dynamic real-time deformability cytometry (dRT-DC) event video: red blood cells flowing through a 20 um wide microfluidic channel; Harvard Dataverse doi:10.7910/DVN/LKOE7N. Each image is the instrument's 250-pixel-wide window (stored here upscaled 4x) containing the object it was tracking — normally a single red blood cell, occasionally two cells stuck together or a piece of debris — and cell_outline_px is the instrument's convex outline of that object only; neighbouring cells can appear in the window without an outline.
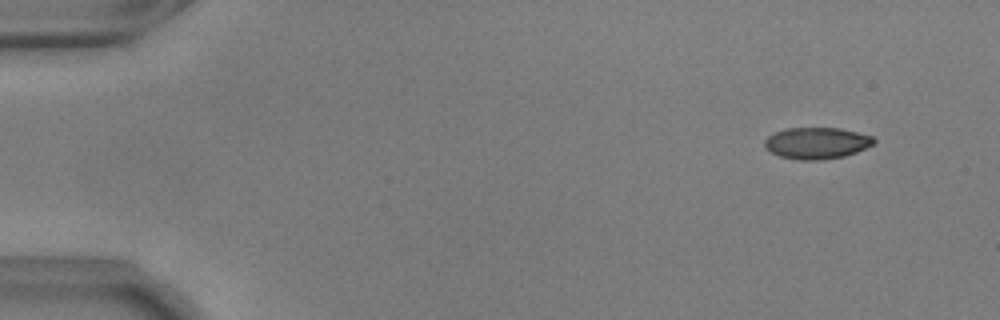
{"species": "common noctule bat (a hibernating species)", "species_latin": "Nyctalus noctula", "temperature_condition": "warm", "stored_images_in_passage": 52, "camera_frame_rate_fps": 3000, "um_per_image_px": 0.085, "animal": {"sex": "male", "body_mass_g": 17.9, "forearm_length_mm": 54.2}, "frame": {"image": 1, "passage_image": 1, "time_ms": 0.0, "image_size_px": [1000, 320], "cell_outline_px": [[876, 140], [872, 144], [856, 152], [844, 156], [824, 160], [796, 160], [780, 156], [764, 148], [764, 140], [768, 136], [784, 128], [840, 128], [872, 136]], "centroid_in_image_um": [69.38, 12.17], "position_along_channel_um": 15.6, "area_um2": 20.06}}
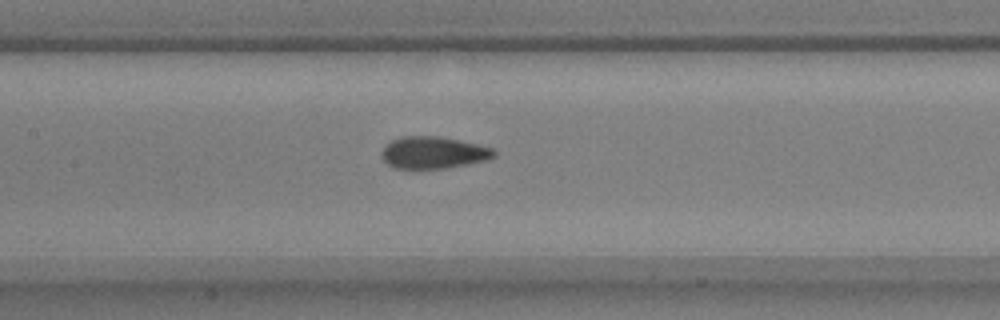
{"frame": {"image": 2, "passage_image": 23, "time_ms": 7.333, "image_size_px": [1000, 320], "cell_outline_px": [[496, 156], [488, 160], [444, 168], [392, 168], [384, 160], [384, 148], [392, 140], [404, 136], [436, 136], [460, 140], [492, 148], [496, 152]], "centroid_in_image_um": [36.88, 12.97], "position_along_channel_um": 170.5, "area_um2": 20.58}}
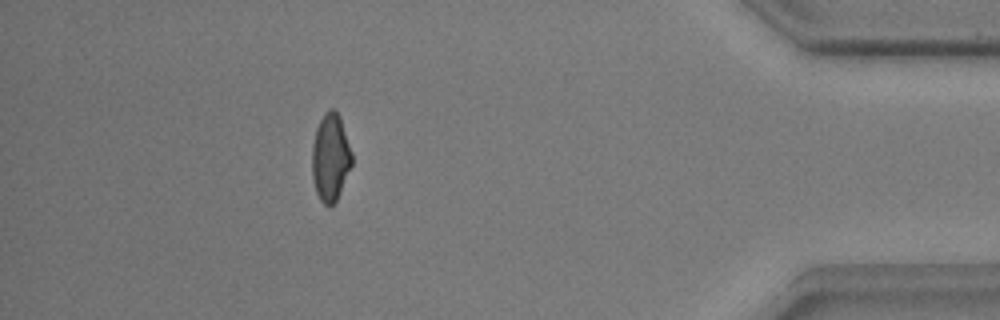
{"frame": {"image": 3, "passage_image": 46, "time_ms": 15.0, "image_size_px": [1000, 320], "cell_outline_px": [[352, 164], [340, 192], [336, 200], [332, 204], [324, 204], [320, 200], [316, 192], [312, 180], [312, 144], [316, 128], [324, 112], [328, 108], [336, 108], [340, 116], [352, 152]], "centroid_in_image_um": [28.08, 13.33], "position_along_channel_um": 407.1, "area_um2": 20.46}, "authors_computed_cell_mechanics": {"area_um2": 20.519, "velocity_mm_per_s": 3.6703, "shape_relaxation_time_tau1_ms": 5.4155, "shape_relaxation_time_tau2_ms": 1.0227, "deformation_change_tau1": 0.1277, "deformation_change_tau2": 0.0525}}